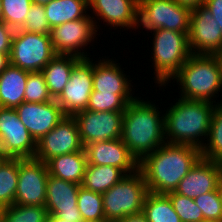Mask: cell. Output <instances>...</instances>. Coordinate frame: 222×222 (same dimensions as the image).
<instances>
[{"instance_id":"obj_34","label":"cell","mask_w":222,"mask_h":222,"mask_svg":"<svg viewBox=\"0 0 222 222\" xmlns=\"http://www.w3.org/2000/svg\"><path fill=\"white\" fill-rule=\"evenodd\" d=\"M54 100L49 92L41 71L29 72L26 82L24 102L45 103Z\"/></svg>"},{"instance_id":"obj_19","label":"cell","mask_w":222,"mask_h":222,"mask_svg":"<svg viewBox=\"0 0 222 222\" xmlns=\"http://www.w3.org/2000/svg\"><path fill=\"white\" fill-rule=\"evenodd\" d=\"M99 61L93 62V90L106 94H118L127 104L133 102L137 96H133L129 76L116 63L114 59L105 56ZM97 62V63H96ZM133 94V95H132Z\"/></svg>"},{"instance_id":"obj_12","label":"cell","mask_w":222,"mask_h":222,"mask_svg":"<svg viewBox=\"0 0 222 222\" xmlns=\"http://www.w3.org/2000/svg\"><path fill=\"white\" fill-rule=\"evenodd\" d=\"M47 164L35 158H19L16 205L44 206L46 202Z\"/></svg>"},{"instance_id":"obj_21","label":"cell","mask_w":222,"mask_h":222,"mask_svg":"<svg viewBox=\"0 0 222 222\" xmlns=\"http://www.w3.org/2000/svg\"><path fill=\"white\" fill-rule=\"evenodd\" d=\"M139 0H88L89 11L92 9L97 21L105 25L135 30L138 24Z\"/></svg>"},{"instance_id":"obj_35","label":"cell","mask_w":222,"mask_h":222,"mask_svg":"<svg viewBox=\"0 0 222 222\" xmlns=\"http://www.w3.org/2000/svg\"><path fill=\"white\" fill-rule=\"evenodd\" d=\"M126 106L127 103L118 94H106L100 93V91H92L86 110L93 112H124Z\"/></svg>"},{"instance_id":"obj_2","label":"cell","mask_w":222,"mask_h":222,"mask_svg":"<svg viewBox=\"0 0 222 222\" xmlns=\"http://www.w3.org/2000/svg\"><path fill=\"white\" fill-rule=\"evenodd\" d=\"M159 109L137 97L123 113L121 139L138 162L166 143L164 112Z\"/></svg>"},{"instance_id":"obj_41","label":"cell","mask_w":222,"mask_h":222,"mask_svg":"<svg viewBox=\"0 0 222 222\" xmlns=\"http://www.w3.org/2000/svg\"><path fill=\"white\" fill-rule=\"evenodd\" d=\"M115 222H148L146 217L140 213L137 215H131V216H127L121 220L115 221Z\"/></svg>"},{"instance_id":"obj_46","label":"cell","mask_w":222,"mask_h":222,"mask_svg":"<svg viewBox=\"0 0 222 222\" xmlns=\"http://www.w3.org/2000/svg\"><path fill=\"white\" fill-rule=\"evenodd\" d=\"M8 157L0 150V166Z\"/></svg>"},{"instance_id":"obj_44","label":"cell","mask_w":222,"mask_h":222,"mask_svg":"<svg viewBox=\"0 0 222 222\" xmlns=\"http://www.w3.org/2000/svg\"><path fill=\"white\" fill-rule=\"evenodd\" d=\"M217 191L219 193L220 200L222 202V176L219 179L218 186H217Z\"/></svg>"},{"instance_id":"obj_22","label":"cell","mask_w":222,"mask_h":222,"mask_svg":"<svg viewBox=\"0 0 222 222\" xmlns=\"http://www.w3.org/2000/svg\"><path fill=\"white\" fill-rule=\"evenodd\" d=\"M28 74L11 64L0 74V107L16 108L24 102Z\"/></svg>"},{"instance_id":"obj_45","label":"cell","mask_w":222,"mask_h":222,"mask_svg":"<svg viewBox=\"0 0 222 222\" xmlns=\"http://www.w3.org/2000/svg\"><path fill=\"white\" fill-rule=\"evenodd\" d=\"M32 4H40V5H46L52 0H31Z\"/></svg>"},{"instance_id":"obj_32","label":"cell","mask_w":222,"mask_h":222,"mask_svg":"<svg viewBox=\"0 0 222 222\" xmlns=\"http://www.w3.org/2000/svg\"><path fill=\"white\" fill-rule=\"evenodd\" d=\"M2 21L13 29H20L32 5L31 0H1Z\"/></svg>"},{"instance_id":"obj_39","label":"cell","mask_w":222,"mask_h":222,"mask_svg":"<svg viewBox=\"0 0 222 222\" xmlns=\"http://www.w3.org/2000/svg\"><path fill=\"white\" fill-rule=\"evenodd\" d=\"M204 6L211 12L222 30V0H205Z\"/></svg>"},{"instance_id":"obj_7","label":"cell","mask_w":222,"mask_h":222,"mask_svg":"<svg viewBox=\"0 0 222 222\" xmlns=\"http://www.w3.org/2000/svg\"><path fill=\"white\" fill-rule=\"evenodd\" d=\"M191 9L175 0H139L138 24L147 31L158 28L189 33Z\"/></svg>"},{"instance_id":"obj_26","label":"cell","mask_w":222,"mask_h":222,"mask_svg":"<svg viewBox=\"0 0 222 222\" xmlns=\"http://www.w3.org/2000/svg\"><path fill=\"white\" fill-rule=\"evenodd\" d=\"M125 176L126 174L120 168L87 163L81 186L87 190L103 194Z\"/></svg>"},{"instance_id":"obj_30","label":"cell","mask_w":222,"mask_h":222,"mask_svg":"<svg viewBox=\"0 0 222 222\" xmlns=\"http://www.w3.org/2000/svg\"><path fill=\"white\" fill-rule=\"evenodd\" d=\"M45 206L16 205L4 207L1 222H48Z\"/></svg>"},{"instance_id":"obj_20","label":"cell","mask_w":222,"mask_h":222,"mask_svg":"<svg viewBox=\"0 0 222 222\" xmlns=\"http://www.w3.org/2000/svg\"><path fill=\"white\" fill-rule=\"evenodd\" d=\"M222 176L219 161L200 158L187 175L179 182L175 193L194 199L217 190Z\"/></svg>"},{"instance_id":"obj_49","label":"cell","mask_w":222,"mask_h":222,"mask_svg":"<svg viewBox=\"0 0 222 222\" xmlns=\"http://www.w3.org/2000/svg\"><path fill=\"white\" fill-rule=\"evenodd\" d=\"M82 222H108L106 220H95V221H82Z\"/></svg>"},{"instance_id":"obj_28","label":"cell","mask_w":222,"mask_h":222,"mask_svg":"<svg viewBox=\"0 0 222 222\" xmlns=\"http://www.w3.org/2000/svg\"><path fill=\"white\" fill-rule=\"evenodd\" d=\"M206 141L201 149V157L219 161L222 158V100L214 107Z\"/></svg>"},{"instance_id":"obj_29","label":"cell","mask_w":222,"mask_h":222,"mask_svg":"<svg viewBox=\"0 0 222 222\" xmlns=\"http://www.w3.org/2000/svg\"><path fill=\"white\" fill-rule=\"evenodd\" d=\"M19 158H7L0 166V207L12 206L18 184Z\"/></svg>"},{"instance_id":"obj_33","label":"cell","mask_w":222,"mask_h":222,"mask_svg":"<svg viewBox=\"0 0 222 222\" xmlns=\"http://www.w3.org/2000/svg\"><path fill=\"white\" fill-rule=\"evenodd\" d=\"M182 222H204V217L194 199L175 193L174 191L166 194Z\"/></svg>"},{"instance_id":"obj_25","label":"cell","mask_w":222,"mask_h":222,"mask_svg":"<svg viewBox=\"0 0 222 222\" xmlns=\"http://www.w3.org/2000/svg\"><path fill=\"white\" fill-rule=\"evenodd\" d=\"M44 7L51 29L65 22L85 18L89 11L88 0H52Z\"/></svg>"},{"instance_id":"obj_15","label":"cell","mask_w":222,"mask_h":222,"mask_svg":"<svg viewBox=\"0 0 222 222\" xmlns=\"http://www.w3.org/2000/svg\"><path fill=\"white\" fill-rule=\"evenodd\" d=\"M123 113L118 111L93 112L84 110L73 117L77 121L83 146L98 141L121 138Z\"/></svg>"},{"instance_id":"obj_8","label":"cell","mask_w":222,"mask_h":222,"mask_svg":"<svg viewBox=\"0 0 222 222\" xmlns=\"http://www.w3.org/2000/svg\"><path fill=\"white\" fill-rule=\"evenodd\" d=\"M55 55L50 34L15 30L10 52L11 65L27 72H38Z\"/></svg>"},{"instance_id":"obj_23","label":"cell","mask_w":222,"mask_h":222,"mask_svg":"<svg viewBox=\"0 0 222 222\" xmlns=\"http://www.w3.org/2000/svg\"><path fill=\"white\" fill-rule=\"evenodd\" d=\"M49 175L81 185L87 166L85 150L53 157L47 163Z\"/></svg>"},{"instance_id":"obj_3","label":"cell","mask_w":222,"mask_h":222,"mask_svg":"<svg viewBox=\"0 0 222 222\" xmlns=\"http://www.w3.org/2000/svg\"><path fill=\"white\" fill-rule=\"evenodd\" d=\"M176 100L164 114L166 143L190 145L201 150L209 134L216 104L181 97Z\"/></svg>"},{"instance_id":"obj_4","label":"cell","mask_w":222,"mask_h":222,"mask_svg":"<svg viewBox=\"0 0 222 222\" xmlns=\"http://www.w3.org/2000/svg\"><path fill=\"white\" fill-rule=\"evenodd\" d=\"M173 79L180 86L179 97L219 103L214 100L222 90V66L217 55L192 54Z\"/></svg>"},{"instance_id":"obj_1","label":"cell","mask_w":222,"mask_h":222,"mask_svg":"<svg viewBox=\"0 0 222 222\" xmlns=\"http://www.w3.org/2000/svg\"><path fill=\"white\" fill-rule=\"evenodd\" d=\"M201 158V150L190 145L164 143L139 162L149 192L167 194Z\"/></svg>"},{"instance_id":"obj_38","label":"cell","mask_w":222,"mask_h":222,"mask_svg":"<svg viewBox=\"0 0 222 222\" xmlns=\"http://www.w3.org/2000/svg\"><path fill=\"white\" fill-rule=\"evenodd\" d=\"M15 29L0 21V52L10 54Z\"/></svg>"},{"instance_id":"obj_37","label":"cell","mask_w":222,"mask_h":222,"mask_svg":"<svg viewBox=\"0 0 222 222\" xmlns=\"http://www.w3.org/2000/svg\"><path fill=\"white\" fill-rule=\"evenodd\" d=\"M32 33L50 34L49 26L44 5L32 4L26 16L24 25L20 28Z\"/></svg>"},{"instance_id":"obj_42","label":"cell","mask_w":222,"mask_h":222,"mask_svg":"<svg viewBox=\"0 0 222 222\" xmlns=\"http://www.w3.org/2000/svg\"><path fill=\"white\" fill-rule=\"evenodd\" d=\"M10 65V54L0 52V74Z\"/></svg>"},{"instance_id":"obj_31","label":"cell","mask_w":222,"mask_h":222,"mask_svg":"<svg viewBox=\"0 0 222 222\" xmlns=\"http://www.w3.org/2000/svg\"><path fill=\"white\" fill-rule=\"evenodd\" d=\"M83 221L106 220L103 209L102 194L83 188L78 191V204Z\"/></svg>"},{"instance_id":"obj_43","label":"cell","mask_w":222,"mask_h":222,"mask_svg":"<svg viewBox=\"0 0 222 222\" xmlns=\"http://www.w3.org/2000/svg\"><path fill=\"white\" fill-rule=\"evenodd\" d=\"M48 222H71V221H66L62 218H59L55 215H49L48 216Z\"/></svg>"},{"instance_id":"obj_24","label":"cell","mask_w":222,"mask_h":222,"mask_svg":"<svg viewBox=\"0 0 222 222\" xmlns=\"http://www.w3.org/2000/svg\"><path fill=\"white\" fill-rule=\"evenodd\" d=\"M80 59L74 55L56 54L41 70L53 99L56 100L63 92L65 85L70 79L74 65Z\"/></svg>"},{"instance_id":"obj_11","label":"cell","mask_w":222,"mask_h":222,"mask_svg":"<svg viewBox=\"0 0 222 222\" xmlns=\"http://www.w3.org/2000/svg\"><path fill=\"white\" fill-rule=\"evenodd\" d=\"M93 90V59L81 58L73 67L70 79L56 99L65 116L86 110Z\"/></svg>"},{"instance_id":"obj_16","label":"cell","mask_w":222,"mask_h":222,"mask_svg":"<svg viewBox=\"0 0 222 222\" xmlns=\"http://www.w3.org/2000/svg\"><path fill=\"white\" fill-rule=\"evenodd\" d=\"M81 185L48 175L45 208L48 215H55L66 221L82 222L78 204Z\"/></svg>"},{"instance_id":"obj_40","label":"cell","mask_w":222,"mask_h":222,"mask_svg":"<svg viewBox=\"0 0 222 222\" xmlns=\"http://www.w3.org/2000/svg\"><path fill=\"white\" fill-rule=\"evenodd\" d=\"M181 6H185L192 9H195L199 6H204L205 0H175Z\"/></svg>"},{"instance_id":"obj_5","label":"cell","mask_w":222,"mask_h":222,"mask_svg":"<svg viewBox=\"0 0 222 222\" xmlns=\"http://www.w3.org/2000/svg\"><path fill=\"white\" fill-rule=\"evenodd\" d=\"M152 59L154 80L159 87L166 86L192 55L188 33L158 28L152 30Z\"/></svg>"},{"instance_id":"obj_9","label":"cell","mask_w":222,"mask_h":222,"mask_svg":"<svg viewBox=\"0 0 222 222\" xmlns=\"http://www.w3.org/2000/svg\"><path fill=\"white\" fill-rule=\"evenodd\" d=\"M90 15L75 21L65 22L51 29L50 37L56 54L88 58V53L84 51L85 47L90 45L91 41L94 42L100 27L94 16Z\"/></svg>"},{"instance_id":"obj_27","label":"cell","mask_w":222,"mask_h":222,"mask_svg":"<svg viewBox=\"0 0 222 222\" xmlns=\"http://www.w3.org/2000/svg\"><path fill=\"white\" fill-rule=\"evenodd\" d=\"M142 214L148 222H182L166 194L148 192Z\"/></svg>"},{"instance_id":"obj_18","label":"cell","mask_w":222,"mask_h":222,"mask_svg":"<svg viewBox=\"0 0 222 222\" xmlns=\"http://www.w3.org/2000/svg\"><path fill=\"white\" fill-rule=\"evenodd\" d=\"M15 110L36 142L65 117L55 99L45 103L22 102Z\"/></svg>"},{"instance_id":"obj_36","label":"cell","mask_w":222,"mask_h":222,"mask_svg":"<svg viewBox=\"0 0 222 222\" xmlns=\"http://www.w3.org/2000/svg\"><path fill=\"white\" fill-rule=\"evenodd\" d=\"M207 222H222V202L217 190L194 198Z\"/></svg>"},{"instance_id":"obj_17","label":"cell","mask_w":222,"mask_h":222,"mask_svg":"<svg viewBox=\"0 0 222 222\" xmlns=\"http://www.w3.org/2000/svg\"><path fill=\"white\" fill-rule=\"evenodd\" d=\"M87 163L90 165H110L120 168L126 175L139 169V162L129 152L121 138L98 141L84 146Z\"/></svg>"},{"instance_id":"obj_10","label":"cell","mask_w":222,"mask_h":222,"mask_svg":"<svg viewBox=\"0 0 222 222\" xmlns=\"http://www.w3.org/2000/svg\"><path fill=\"white\" fill-rule=\"evenodd\" d=\"M37 142L15 108L0 107V150L8 158H34Z\"/></svg>"},{"instance_id":"obj_13","label":"cell","mask_w":222,"mask_h":222,"mask_svg":"<svg viewBox=\"0 0 222 222\" xmlns=\"http://www.w3.org/2000/svg\"><path fill=\"white\" fill-rule=\"evenodd\" d=\"M83 149L77 121L73 116H65L37 142L34 158L47 163L53 157Z\"/></svg>"},{"instance_id":"obj_47","label":"cell","mask_w":222,"mask_h":222,"mask_svg":"<svg viewBox=\"0 0 222 222\" xmlns=\"http://www.w3.org/2000/svg\"><path fill=\"white\" fill-rule=\"evenodd\" d=\"M2 12H3V8H2L1 0H0V21H2Z\"/></svg>"},{"instance_id":"obj_51","label":"cell","mask_w":222,"mask_h":222,"mask_svg":"<svg viewBox=\"0 0 222 222\" xmlns=\"http://www.w3.org/2000/svg\"><path fill=\"white\" fill-rule=\"evenodd\" d=\"M2 210H3V208H2V207H0V222H1Z\"/></svg>"},{"instance_id":"obj_14","label":"cell","mask_w":222,"mask_h":222,"mask_svg":"<svg viewBox=\"0 0 222 222\" xmlns=\"http://www.w3.org/2000/svg\"><path fill=\"white\" fill-rule=\"evenodd\" d=\"M188 40L192 54L217 55L222 51V30L205 6L191 10Z\"/></svg>"},{"instance_id":"obj_6","label":"cell","mask_w":222,"mask_h":222,"mask_svg":"<svg viewBox=\"0 0 222 222\" xmlns=\"http://www.w3.org/2000/svg\"><path fill=\"white\" fill-rule=\"evenodd\" d=\"M148 192L145 178L139 169L127 174L102 194L106 221L115 222L142 213Z\"/></svg>"},{"instance_id":"obj_48","label":"cell","mask_w":222,"mask_h":222,"mask_svg":"<svg viewBox=\"0 0 222 222\" xmlns=\"http://www.w3.org/2000/svg\"><path fill=\"white\" fill-rule=\"evenodd\" d=\"M219 60H220V63H221V66H222V51H220L218 54H217Z\"/></svg>"},{"instance_id":"obj_50","label":"cell","mask_w":222,"mask_h":222,"mask_svg":"<svg viewBox=\"0 0 222 222\" xmlns=\"http://www.w3.org/2000/svg\"><path fill=\"white\" fill-rule=\"evenodd\" d=\"M219 164H220L221 171H222V158L219 160Z\"/></svg>"}]
</instances>
